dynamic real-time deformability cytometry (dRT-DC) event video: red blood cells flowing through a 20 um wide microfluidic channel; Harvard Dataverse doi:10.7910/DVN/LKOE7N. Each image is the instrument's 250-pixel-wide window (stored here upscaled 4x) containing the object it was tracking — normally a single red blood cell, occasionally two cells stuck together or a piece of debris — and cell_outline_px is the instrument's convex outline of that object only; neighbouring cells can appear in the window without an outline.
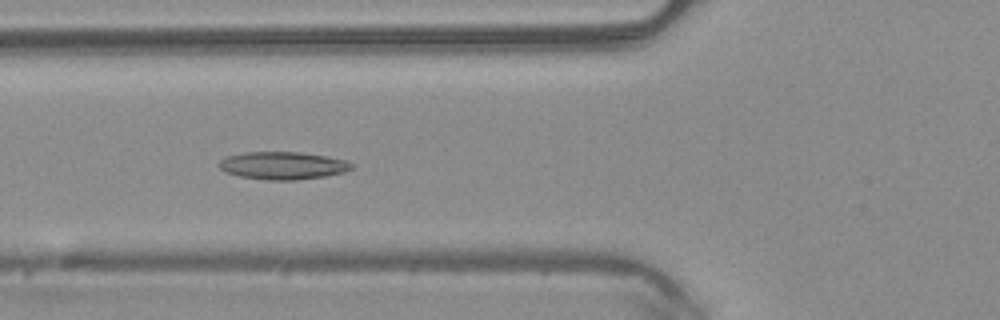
{"species": "common noctule bat (a hibernating species)", "species_latin": "Nyctalus noctula", "temperature_condition": "warm", "stored_images_in_passage": 46, "camera_frame_rate_fps": 3000, "um_per_image_px": 0.085, "animal": {"sex": "male", "body_mass_g": 20.4}, "frame": {"image": 1, "passage_image": 15, "time_ms": 4.667, "image_size_px": [1000, 320], "cell_outline_px": [[356, 168], [344, 172], [324, 176], [296, 180], [268, 180], [240, 176], [224, 172], [216, 164], [220, 160], [228, 156], [244, 152], [300, 152], [328, 156], [344, 160], [352, 164]], "centroid_in_image_um": [24.03, 14.07], "position_along_channel_um": 101.8, "area_um2": 21.44}}
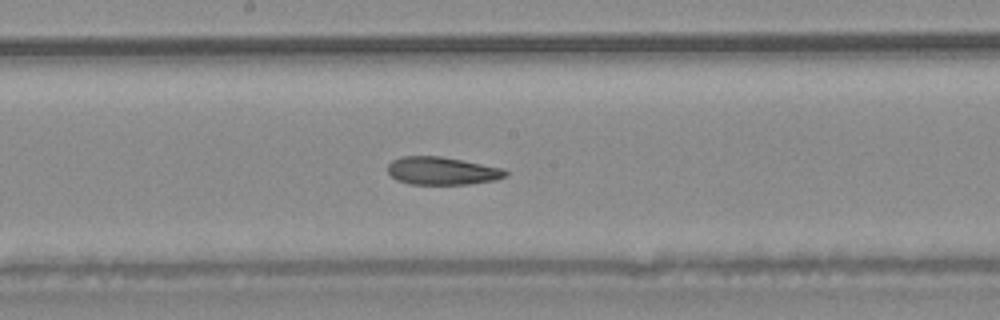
{"frame": {"image": 2, "passage_image": 23, "time_ms": 7.333, "image_size_px": [1000, 320], "cell_outline_px": [[508, 176], [496, 180], [468, 184], [408, 184], [396, 180], [388, 172], [388, 164], [392, 160], [400, 156], [440, 156], [504, 168], [508, 172]], "centroid_in_image_um": [37.58, 14.52], "position_along_channel_um": 210.6, "area_um2": 19.25}}
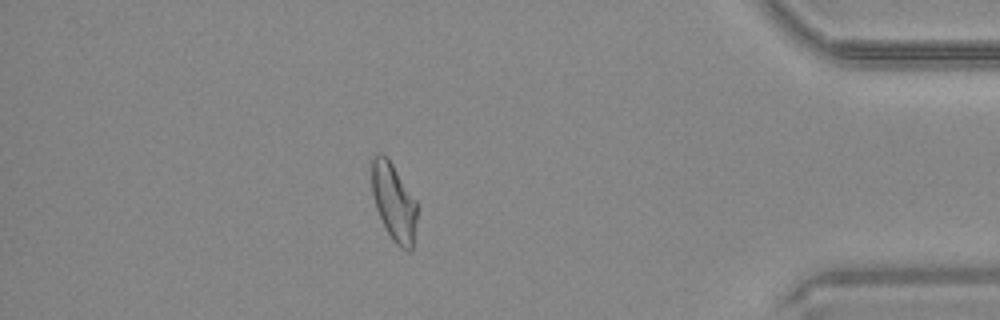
{"frame": {"image": 3, "passage_image": 40, "time_ms": 13.0, "image_size_px": [1000, 320], "cell_outline_px": [[416, 220], [412, 248], [408, 252], [400, 248], [392, 240], [376, 208], [372, 192], [372, 156], [376, 152], [380, 152], [388, 156], [416, 200]], "centroid_in_image_um": [33.46, 17.13], "position_along_channel_um": 401.7, "area_um2": 20.46}, "authors_computed_cell_mechanics": {"area_um2": 21.097, "velocity_mm_per_s": 4.0722, "shape_relaxation_time_tau1_ms": null, "shape_relaxation_time_tau2_ms": 3.528, "deformation_change_tau1": null, "deformation_change_tau2": 0.1172}}